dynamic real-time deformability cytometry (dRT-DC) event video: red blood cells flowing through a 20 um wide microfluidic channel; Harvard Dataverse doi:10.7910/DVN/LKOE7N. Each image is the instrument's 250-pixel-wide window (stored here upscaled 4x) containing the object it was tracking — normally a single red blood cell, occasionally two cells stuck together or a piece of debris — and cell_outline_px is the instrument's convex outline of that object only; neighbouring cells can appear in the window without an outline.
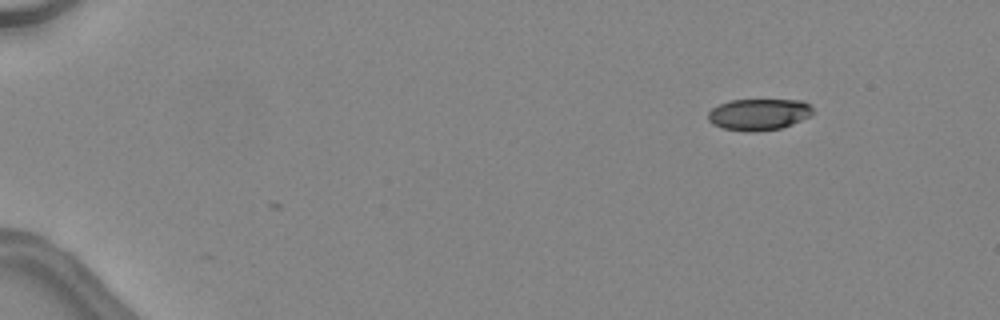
{"species": "common noctule bat (a hibernating species)", "species_latin": "Nyctalus noctula", "temperature_condition": "warm", "stored_images_in_passage": 2, "camera_frame_rate_fps": 3000, "um_per_image_px": 0.085, "animal": {"sex": "female", "body_mass_g": 24.6, "forearm_length_mm": 56.2}, "frame": {"image": 1, "passage_image": 1, "time_ms": 0.0, "image_size_px": [1000, 320], "cell_outline_px": [[812, 112], [808, 116], [792, 124], [780, 128], [756, 132], [744, 132], [724, 128], [712, 124], [708, 120], [708, 112], [712, 108], [728, 100], [804, 100], [812, 108]], "centroid_in_image_um": [64.45, 9.72], "position_along_channel_um": 20.5, "area_um2": 19.19}}